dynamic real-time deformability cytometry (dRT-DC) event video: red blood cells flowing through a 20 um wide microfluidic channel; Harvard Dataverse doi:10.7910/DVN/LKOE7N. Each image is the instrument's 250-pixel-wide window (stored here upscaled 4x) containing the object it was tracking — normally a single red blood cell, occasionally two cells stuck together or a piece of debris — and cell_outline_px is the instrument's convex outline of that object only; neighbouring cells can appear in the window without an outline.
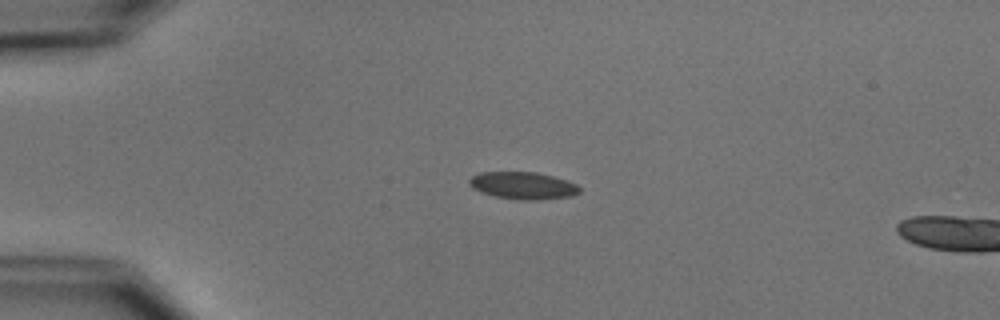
{"species": "common noctule bat (a hibernating species)", "species_latin": "Nyctalus noctula", "temperature_condition": "cold", "stored_images_in_passage": 5, "camera_frame_rate_fps": 3000, "um_per_image_px": 0.085, "animal": {"sex": "male", "body_mass_g": 15.6}, "frame": {"image": 1, "passage_image": 1, "time_ms": 0.0, "image_size_px": [1000, 320], "cell_outline_px": [[580, 192], [572, 196], [536, 200], [516, 200], [496, 196], [480, 192], [472, 188], [468, 184], [468, 180], [472, 176], [480, 172], [536, 172], [552, 176], [576, 184], [580, 188]], "centroid_in_image_um": [44.42, 15.78], "position_along_channel_um": 40.6, "area_um2": 17.51}}